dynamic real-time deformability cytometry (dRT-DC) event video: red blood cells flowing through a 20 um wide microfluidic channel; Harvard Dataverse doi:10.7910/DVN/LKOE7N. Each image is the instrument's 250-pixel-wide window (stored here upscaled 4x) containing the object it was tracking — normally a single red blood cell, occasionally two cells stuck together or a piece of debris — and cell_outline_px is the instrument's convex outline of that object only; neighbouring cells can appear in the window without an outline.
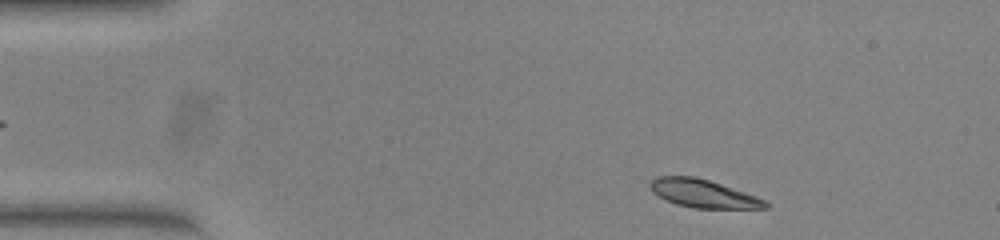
{"species": "common noctule bat (a hibernating species)", "species_latin": "Nyctalus noctula", "temperature_condition": "warm", "stored_images_in_passage": 49, "camera_frame_rate_fps": 3000, "um_per_image_px": 0.085, "animal": {"sex": "female", "body_mass_g": 23.0, "forearm_length_mm": 53.4}, "frame": {"image": 1, "passage_image": 3, "time_ms": 0.667, "image_size_px": [1000, 240], "cell_outline_px": [[768, 208], [692, 208], [676, 204], [652, 192], [648, 184], [656, 176], [692, 176], [708, 180], [756, 196], [764, 200], [768, 204]], "centroid_in_image_um": [59.73, 16.45], "position_along_channel_um": 25.3, "area_um2": 18.55}}
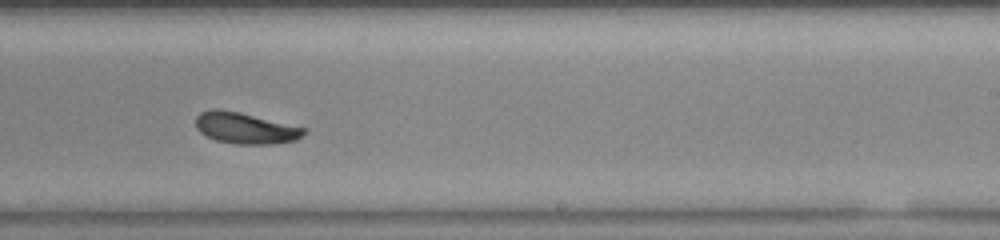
{"frame": {"image": 2, "passage_image": 28, "time_ms": 9.0, "image_size_px": [1000, 240], "cell_outline_px": [[304, 132], [296, 140], [276, 144], [236, 144], [216, 140], [200, 132], [196, 128], [196, 116], [200, 112], [216, 108], [240, 112], [304, 128]], "centroid_in_image_um": [20.81, 10.89], "position_along_channel_um": 268.2, "area_um2": 19.42}}
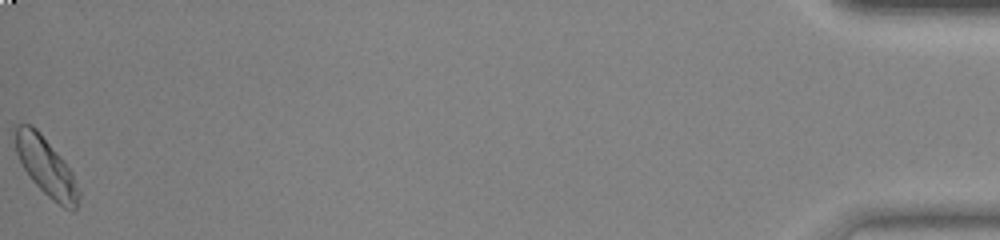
{"frame": {"image": 3, "passage_image": 49, "time_ms": 16.0, "image_size_px": [1000, 240], "cell_outline_px": [[80, 196], [76, 208], [72, 212], [64, 208], [52, 200], [32, 180], [24, 168], [16, 152], [16, 128], [20, 124], [32, 124], [40, 132], [60, 156], [72, 172], [80, 192]], "centroid_in_image_um": [3.95, 14.21], "position_along_channel_um": 431.2, "area_um2": 21.15}, "authors_computed_cell_mechanics": {"area_um2": 19.8254, "velocity_mm_per_s": 3.7915, "shape_relaxation_time_tau1_ms": 6.32, "shape_relaxation_time_tau2_ms": null, "deformation_change_tau1": 0.1829, "deformation_change_tau2": null}}